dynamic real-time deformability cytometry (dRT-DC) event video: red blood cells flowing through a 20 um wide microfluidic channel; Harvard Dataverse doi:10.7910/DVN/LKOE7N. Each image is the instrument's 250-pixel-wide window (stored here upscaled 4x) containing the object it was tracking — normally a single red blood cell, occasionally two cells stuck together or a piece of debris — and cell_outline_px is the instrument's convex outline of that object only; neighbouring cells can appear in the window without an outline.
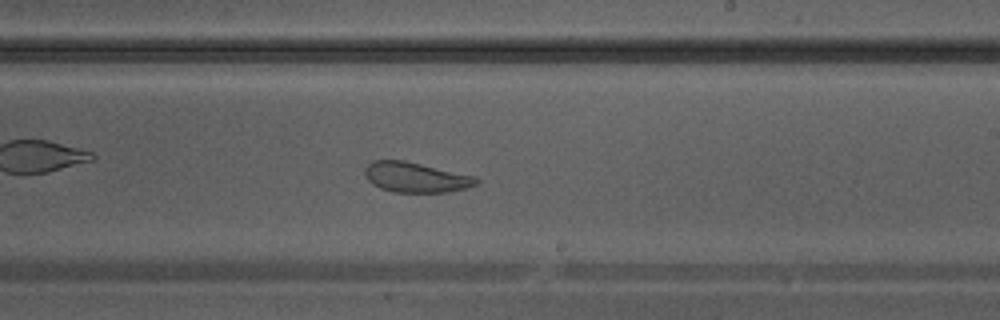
{"species": "Egyptian fruit bat (a non-hibernating species)", "species_latin": "Rousettus aegyptiacus", "temperature_condition": "warm", "stored_images_in_passage": 38, "camera_frame_rate_fps": 3000, "um_per_image_px": 0.085, "animal": {"sex": "male"}, "frame": {"image": 1, "passage_image": 22, "time_ms": 7.0, "image_size_px": [1000, 320], "cell_outline_px": [[480, 180], [476, 184], [464, 188], [448, 192], [392, 192], [380, 188], [372, 184], [364, 176], [364, 168], [372, 160], [404, 160], [472, 176]], "centroid_in_image_um": [35.25, 15.07], "position_along_channel_um": 253.7, "area_um2": 19.36}}